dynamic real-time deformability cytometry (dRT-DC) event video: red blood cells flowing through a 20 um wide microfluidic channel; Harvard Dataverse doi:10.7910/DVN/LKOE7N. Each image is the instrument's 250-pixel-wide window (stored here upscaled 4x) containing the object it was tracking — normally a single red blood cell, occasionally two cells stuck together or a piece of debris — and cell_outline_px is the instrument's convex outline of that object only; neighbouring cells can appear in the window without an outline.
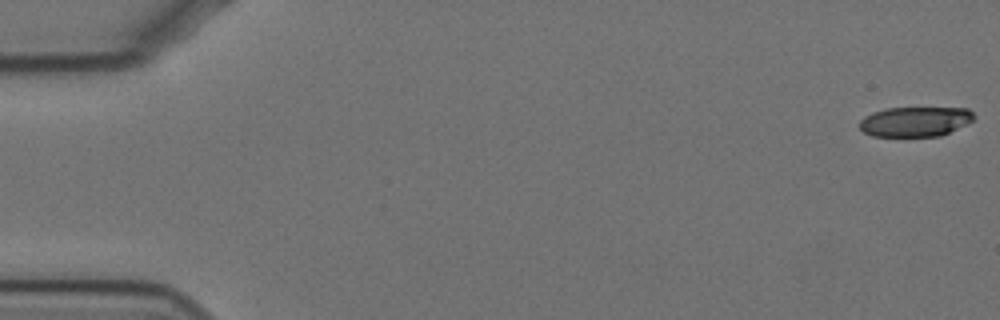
{"species": "Egyptian fruit bat (a non-hibernating species)", "species_latin": "Rousettus aegyptiacus", "temperature_condition": "cold", "stored_images_in_passage": 58, "camera_frame_rate_fps": 3000, "um_per_image_px": 0.085, "animal": {"sex": "female"}, "frame": {"image": 1, "passage_image": 1, "time_ms": 0.0, "image_size_px": [1000, 320], "cell_outline_px": [[976, 116], [968, 124], [940, 136], [872, 136], [864, 132], [860, 128], [860, 120], [864, 116], [872, 112], [884, 108], [968, 108]], "centroid_in_image_um": [77.79, 10.33], "position_along_channel_um": 7.2, "area_um2": 20.0}}
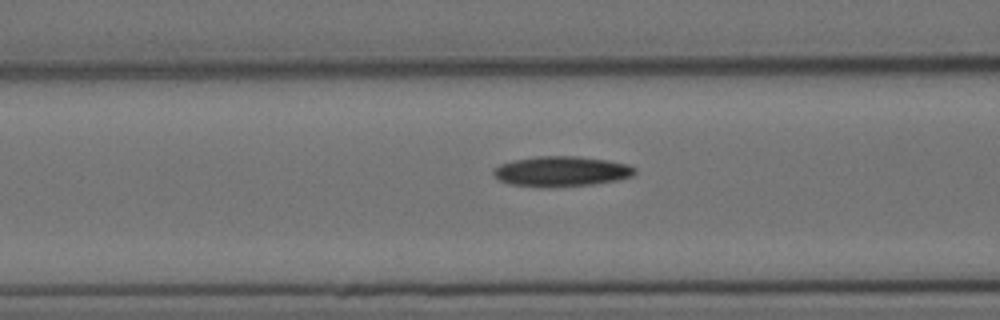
{"frame": {"image": 2, "passage_image": 23, "time_ms": 7.333, "image_size_px": [1000, 320], "cell_outline_px": [[636, 172], [632, 176], [616, 180], [592, 184], [552, 188], [540, 188], [508, 184], [500, 180], [492, 172], [500, 164], [512, 160], [536, 156], [580, 156], [608, 160], [628, 164], [636, 168]], "centroid_in_image_um": [47.71, 14.57], "position_along_channel_um": 118.9, "area_um2": 25.2}}
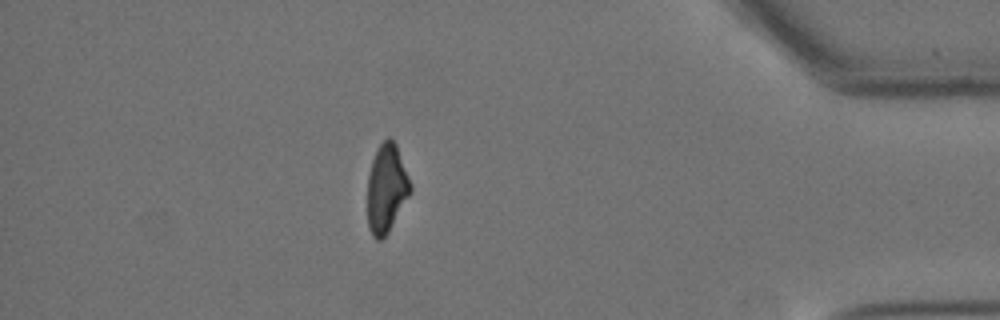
{"frame": {"image": 3, "passage_image": 51, "time_ms": 16.667, "image_size_px": [1000, 320], "cell_outline_px": [[412, 192], [388, 232], [380, 240], [376, 240], [372, 236], [368, 228], [368, 176], [372, 160], [380, 144], [388, 136], [396, 144], [412, 184]], "centroid_in_image_um": [32.87, 16.03], "position_along_channel_um": 402.3, "area_um2": 22.14}, "authors_computed_cell_mechanics": {"area_um2": 23.5824, "velocity_mm_per_s": 3.4866, "shape_relaxation_time_tau1_ms": 10.3395, "shape_relaxation_time_tau2_ms": 7.7606, "deformation_change_tau1": 0.2349, "deformation_change_tau2": 0.1593}}